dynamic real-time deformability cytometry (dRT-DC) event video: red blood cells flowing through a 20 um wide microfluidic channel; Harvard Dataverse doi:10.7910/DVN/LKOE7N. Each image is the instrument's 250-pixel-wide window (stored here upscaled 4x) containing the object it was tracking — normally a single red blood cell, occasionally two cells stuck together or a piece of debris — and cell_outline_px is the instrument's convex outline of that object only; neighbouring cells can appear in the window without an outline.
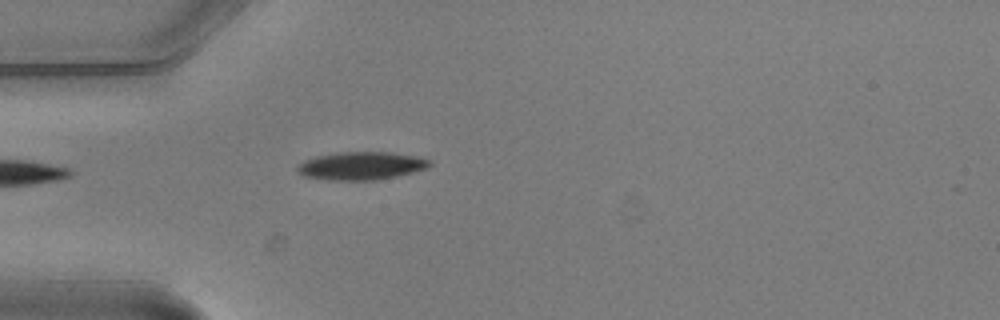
{"species": "common noctule bat (a hibernating species)", "species_latin": "Nyctalus noctula", "temperature_condition": "warm", "stored_images_in_passage": 1, "camera_frame_rate_fps": 3000, "um_per_image_px": 0.085, "animal": {"sex": "male", "body_mass_g": 20.5, "forearm_length_mm": 52.5}, "frame": {"image": 1, "passage_image": 1, "time_ms": 0.0, "image_size_px": [1000, 320], "cell_outline_px": [[432, 164], [428, 168], [396, 176], [376, 180], [328, 180], [304, 176], [296, 172], [296, 164], [304, 160], [316, 156], [336, 152], [392, 152], [432, 160]], "centroid_in_image_um": [30.65, 14.09], "position_along_channel_um": 54.3, "area_um2": 21.73}}